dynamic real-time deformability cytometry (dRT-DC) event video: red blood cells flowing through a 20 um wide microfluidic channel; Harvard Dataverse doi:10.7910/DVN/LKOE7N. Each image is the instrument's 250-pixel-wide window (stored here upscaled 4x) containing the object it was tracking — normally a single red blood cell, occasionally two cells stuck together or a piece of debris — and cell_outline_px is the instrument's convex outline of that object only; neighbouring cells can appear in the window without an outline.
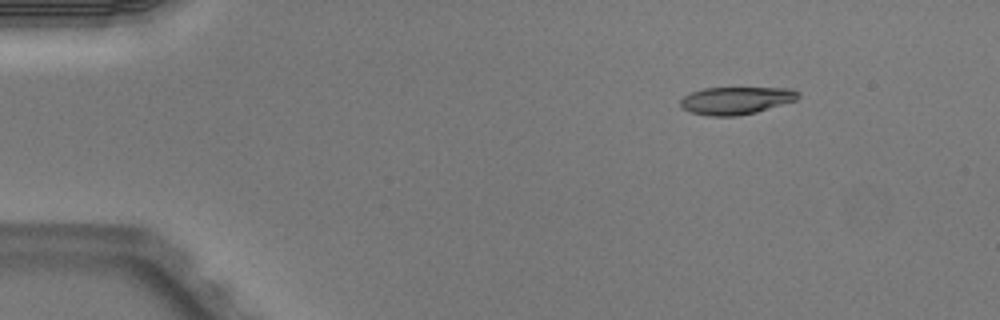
{"species": "Egyptian fruit bat (a non-hibernating species)", "species_latin": "Rousettus aegyptiacus", "temperature_condition": "warm", "stored_images_in_passage": 4, "camera_frame_rate_fps": 3000, "um_per_image_px": 0.085, "animal": {"sex": "male"}, "frame": {"image": 1, "passage_image": 2, "time_ms": 0.333, "image_size_px": [1000, 320], "cell_outline_px": [[800, 96], [796, 100], [756, 112], [736, 116], [708, 116], [692, 112], [680, 108], [680, 100], [684, 96], [692, 92], [704, 88], [792, 88], [800, 92]], "centroid_in_image_um": [62.57, 8.54], "position_along_channel_um": 22.4, "area_um2": 18.9}}